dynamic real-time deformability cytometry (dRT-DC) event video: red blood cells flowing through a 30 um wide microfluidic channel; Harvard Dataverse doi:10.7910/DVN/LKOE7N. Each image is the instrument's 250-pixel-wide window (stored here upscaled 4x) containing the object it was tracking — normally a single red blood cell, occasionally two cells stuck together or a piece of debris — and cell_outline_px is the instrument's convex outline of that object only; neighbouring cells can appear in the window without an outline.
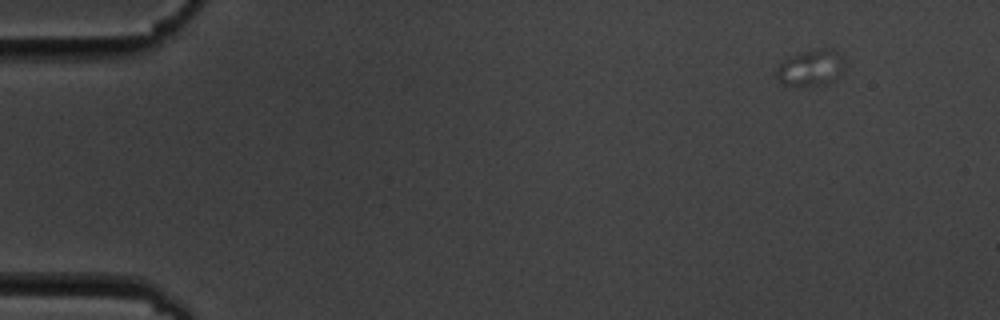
{"species": "common noctule bat (a hibernating species)", "species_latin": "Nyctalus noctula", "temperature_condition": "cold", "stored_images_in_passage": 4, "camera_frame_rate_fps": 3000, "um_per_image_px": 0.085, "animal": {"sex": "male", "body_mass_g": 19.5, "forearm_length_mm": 54.6}, "frame": {"image": 1, "passage_image": 1, "time_ms": 0.0, "image_size_px": [1000, 320], "cell_outline_px": [[844, 68], [840, 76], [824, 84], [784, 84], [776, 80], [772, 72], [784, 60], [792, 56], [804, 52], [820, 48], [832, 48], [844, 60]], "centroid_in_image_um": [68.89, 5.75], "position_along_channel_um": 16.1, "area_um2": 14.16}}
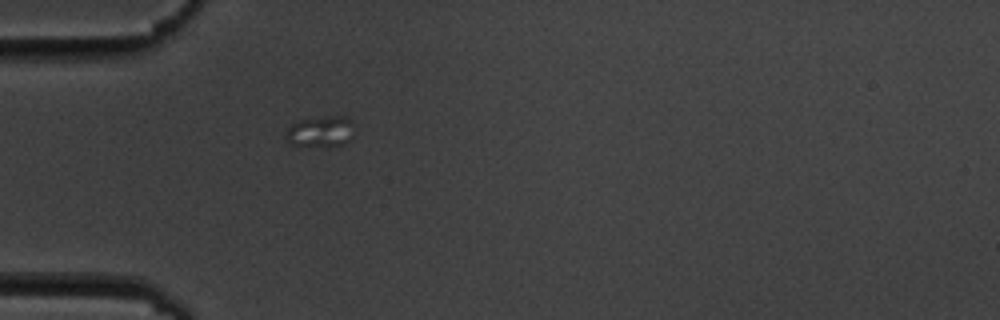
{"frame": {"image": 2, "passage_image": 4, "time_ms": 4.333, "image_size_px": [1000, 320], "cell_outline_px": [[352, 140], [344, 144], [328, 148], [292, 144], [284, 136], [288, 128], [292, 124], [300, 120], [332, 116], [344, 116], [352, 120]], "centroid_in_image_um": [27.28, 11.21], "position_along_channel_um": 57.7, "area_um2": 12.48}}